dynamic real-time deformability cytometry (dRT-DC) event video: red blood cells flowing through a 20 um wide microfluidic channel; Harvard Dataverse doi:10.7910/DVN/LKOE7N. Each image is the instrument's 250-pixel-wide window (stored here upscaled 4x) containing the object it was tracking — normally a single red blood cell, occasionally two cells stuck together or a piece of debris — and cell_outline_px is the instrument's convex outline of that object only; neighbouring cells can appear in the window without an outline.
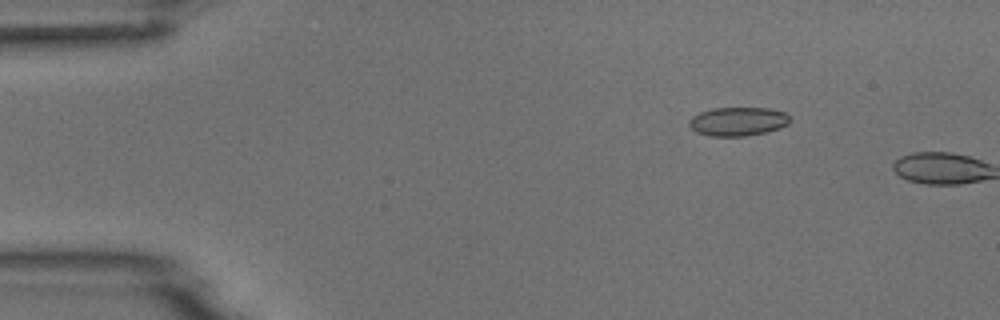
{"species": "common noctule bat (a hibernating species)", "species_latin": "Nyctalus noctula", "temperature_condition": "room temperature", "stored_images_in_passage": 2, "camera_frame_rate_fps": 3000, "um_per_image_px": 0.085, "animal": {"sex": "male", "body_mass_g": 18.8}, "frame": {"image": 1, "passage_image": 1, "time_ms": 0.0, "image_size_px": [1000, 320], "cell_outline_px": [[788, 124], [780, 128], [764, 132], [744, 136], [708, 136], [696, 132], [688, 124], [688, 120], [692, 116], [700, 112], [712, 108], [768, 108], [784, 112], [788, 116]], "centroid_in_image_um": [62.67, 10.32], "position_along_channel_um": 22.3, "area_um2": 16.82}}